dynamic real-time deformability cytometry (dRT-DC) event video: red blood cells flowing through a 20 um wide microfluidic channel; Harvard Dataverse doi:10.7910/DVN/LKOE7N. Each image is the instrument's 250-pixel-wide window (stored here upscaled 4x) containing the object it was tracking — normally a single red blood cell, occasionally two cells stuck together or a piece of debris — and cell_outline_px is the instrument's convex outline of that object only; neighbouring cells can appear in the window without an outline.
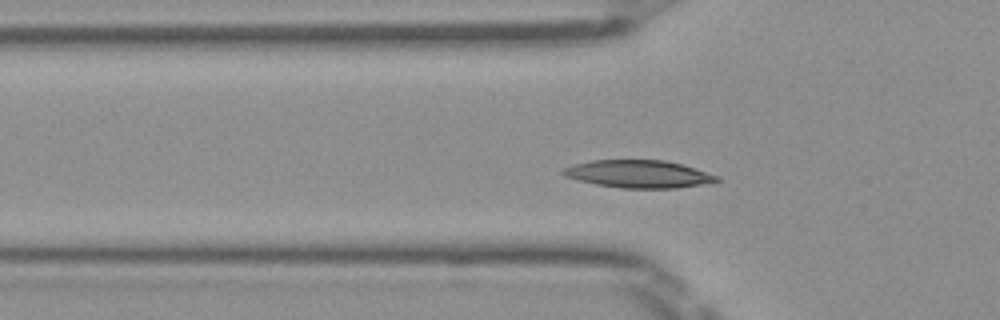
{"species": "Egyptian fruit bat (a non-hibernating species)", "species_latin": "Rousettus aegyptiacus", "temperature_condition": "room temperature", "stored_images_in_passage": 48, "camera_frame_rate_fps": 3000, "um_per_image_px": 0.085, "frame": {"image": 1, "passage_image": 13, "time_ms": 4.0, "image_size_px": [1000, 320], "cell_outline_px": [[720, 180], [700, 184], [676, 188], [620, 188], [596, 184], [564, 176], [560, 172], [560, 168], [572, 164], [592, 160], [664, 160], [680, 164], [720, 176]], "centroid_in_image_um": [54.21, 14.78], "position_along_channel_um": 71.6, "area_um2": 24.62}}
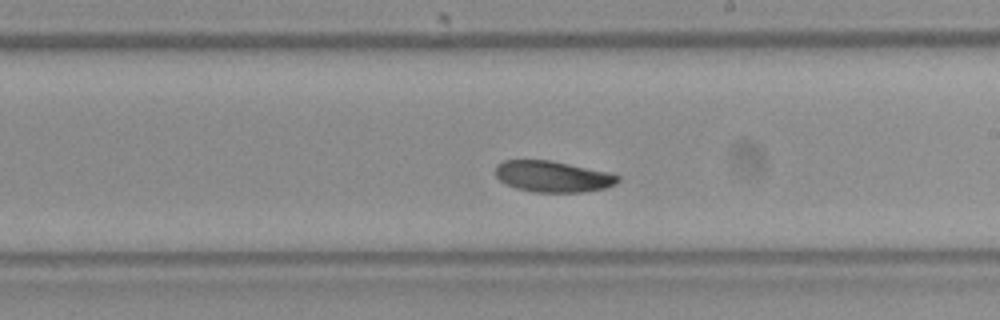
{"frame": {"image": 2, "passage_image": 26, "time_ms": 8.333, "image_size_px": [1000, 320], "cell_outline_px": [[620, 180], [616, 184], [604, 188], [584, 192], [536, 192], [516, 188], [504, 184], [496, 176], [496, 164], [504, 160], [552, 160], [608, 172], [620, 176]], "centroid_in_image_um": [46.98, 15.0], "position_along_channel_um": 242.0, "area_um2": 22.31}}
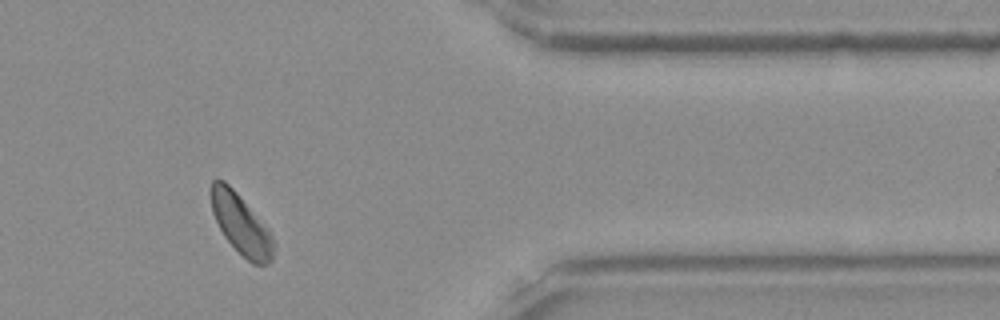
{"frame": {"image": 3, "passage_image": 39, "time_ms": 12.667, "image_size_px": [1000, 320], "cell_outline_px": [[272, 260], [268, 264], [252, 264], [224, 236], [212, 212], [212, 180], [224, 180], [236, 192], [268, 232], [272, 240]], "centroid_in_image_um": [20.44, 19.08], "position_along_channel_um": 391.0, "area_um2": 20.52}, "authors_computed_cell_mechanics": {"area_um2": 22.8599, "velocity_mm_per_s": 3.9321, "shape_relaxation_time_tau1_ms": 2.6259, "shape_relaxation_time_tau2_ms": null, "deformation_change_tau1": 0.0753, "deformation_change_tau2": null}}